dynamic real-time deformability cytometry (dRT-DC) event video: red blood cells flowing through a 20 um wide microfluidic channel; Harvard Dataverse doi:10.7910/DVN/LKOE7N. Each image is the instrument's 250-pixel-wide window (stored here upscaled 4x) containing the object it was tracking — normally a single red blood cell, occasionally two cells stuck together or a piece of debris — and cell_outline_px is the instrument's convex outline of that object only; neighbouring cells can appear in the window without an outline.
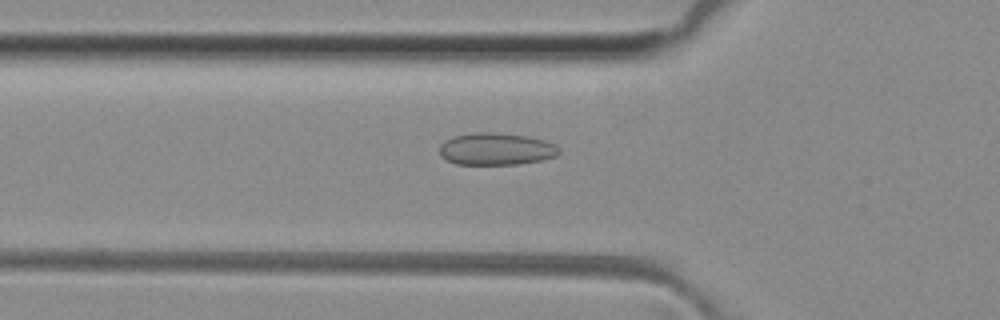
{"species": "common noctule bat (a hibernating species)", "species_latin": "Nyctalus noctula", "temperature_condition": "room temperature", "stored_images_in_passage": 49, "camera_frame_rate_fps": 3000, "um_per_image_px": 0.085, "animal": {"sex": "female", "body_mass_g": 29.2, "forearm_length_mm": 56.3}, "frame": {"image": 1, "passage_image": 16, "time_ms": 5.0, "image_size_px": [1000, 320], "cell_outline_px": [[560, 152], [556, 156], [540, 160], [516, 164], [456, 164], [444, 160], [440, 156], [440, 144], [444, 140], [452, 136], [476, 132], [492, 132], [528, 136], [544, 140], [560, 148]], "centroid_in_image_um": [42.12, 12.66], "position_along_channel_um": 83.7, "area_um2": 22.48}}
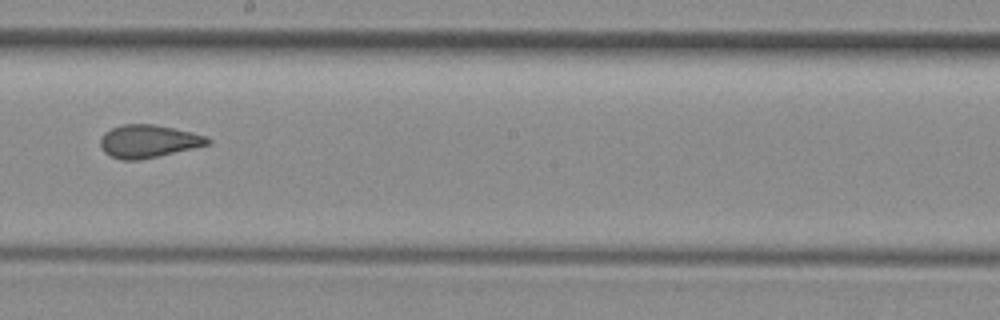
{"frame": {"image": 2, "passage_image": 27, "time_ms": 8.667, "image_size_px": [1000, 320], "cell_outline_px": [[212, 140], [208, 144], [140, 160], [124, 160], [112, 156], [104, 152], [100, 144], [100, 140], [104, 132], [112, 128], [124, 124], [156, 124], [192, 132], [204, 136]], "centroid_in_image_um": [12.58, 11.99], "position_along_channel_um": 235.6, "area_um2": 20.23}}
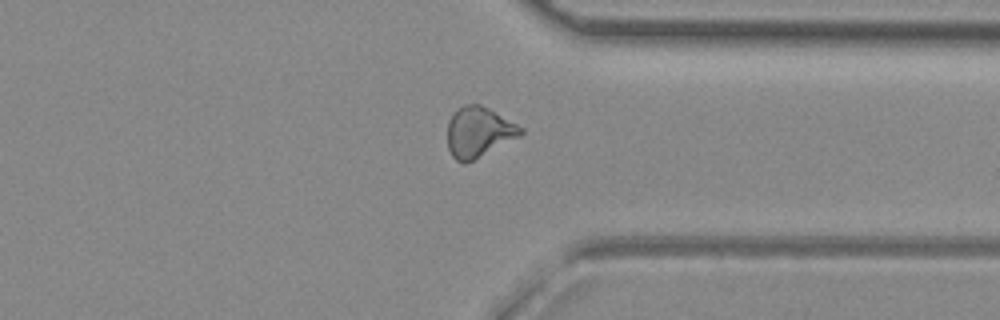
{"frame": {"image": 3, "passage_image": 37, "time_ms": 12.0, "image_size_px": [1000, 320], "cell_outline_px": [[524, 132], [520, 136], [464, 164], [456, 160], [452, 156], [448, 148], [448, 120], [456, 108], [464, 104], [480, 104], [488, 108], [524, 128]], "centroid_in_image_um": [40.66, 11.21], "position_along_channel_um": 370.7, "area_um2": 21.33}, "authors_computed_cell_mechanics": {"area_um2": 21.3282, "velocity_mm_per_s": 4.128, "shape_relaxation_time_tau1_ms": null, "shape_relaxation_time_tau2_ms": 1.147, "deformation_change_tau1": null, "deformation_change_tau2": 0.0562}}